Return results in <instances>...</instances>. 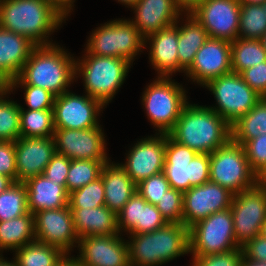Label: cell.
<instances>
[{
    "mask_svg": "<svg viewBox=\"0 0 266 266\" xmlns=\"http://www.w3.org/2000/svg\"><path fill=\"white\" fill-rule=\"evenodd\" d=\"M65 18L47 0H0V28L25 36L36 46L53 45L47 37Z\"/></svg>",
    "mask_w": 266,
    "mask_h": 266,
    "instance_id": "6da1fadb",
    "label": "cell"
},
{
    "mask_svg": "<svg viewBox=\"0 0 266 266\" xmlns=\"http://www.w3.org/2000/svg\"><path fill=\"white\" fill-rule=\"evenodd\" d=\"M168 135L196 153L210 154L231 139V126L209 106L187 103Z\"/></svg>",
    "mask_w": 266,
    "mask_h": 266,
    "instance_id": "7a4b0ae2",
    "label": "cell"
},
{
    "mask_svg": "<svg viewBox=\"0 0 266 266\" xmlns=\"http://www.w3.org/2000/svg\"><path fill=\"white\" fill-rule=\"evenodd\" d=\"M75 59L59 45L36 46L30 53L19 76L12 80L17 85H33L44 88L55 97L69 91L76 77Z\"/></svg>",
    "mask_w": 266,
    "mask_h": 266,
    "instance_id": "3957f363",
    "label": "cell"
},
{
    "mask_svg": "<svg viewBox=\"0 0 266 266\" xmlns=\"http://www.w3.org/2000/svg\"><path fill=\"white\" fill-rule=\"evenodd\" d=\"M129 235L130 266H158L189 253V228L182 223H166L150 233Z\"/></svg>",
    "mask_w": 266,
    "mask_h": 266,
    "instance_id": "277c9868",
    "label": "cell"
},
{
    "mask_svg": "<svg viewBox=\"0 0 266 266\" xmlns=\"http://www.w3.org/2000/svg\"><path fill=\"white\" fill-rule=\"evenodd\" d=\"M84 57L75 60V75L81 74L87 95L106 106L125 81L132 64L125 58L91 55L88 51Z\"/></svg>",
    "mask_w": 266,
    "mask_h": 266,
    "instance_id": "5b68a950",
    "label": "cell"
},
{
    "mask_svg": "<svg viewBox=\"0 0 266 266\" xmlns=\"http://www.w3.org/2000/svg\"><path fill=\"white\" fill-rule=\"evenodd\" d=\"M210 154L196 153L165 134L164 173L170 184L181 192L210 180Z\"/></svg>",
    "mask_w": 266,
    "mask_h": 266,
    "instance_id": "8992f818",
    "label": "cell"
},
{
    "mask_svg": "<svg viewBox=\"0 0 266 266\" xmlns=\"http://www.w3.org/2000/svg\"><path fill=\"white\" fill-rule=\"evenodd\" d=\"M145 89L142 102L148 119L159 131L168 134L188 103L184 88L170 77H158Z\"/></svg>",
    "mask_w": 266,
    "mask_h": 266,
    "instance_id": "52a82bcc",
    "label": "cell"
},
{
    "mask_svg": "<svg viewBox=\"0 0 266 266\" xmlns=\"http://www.w3.org/2000/svg\"><path fill=\"white\" fill-rule=\"evenodd\" d=\"M210 181L237 194L258 183L251 169L243 145L230 139L224 146L210 153Z\"/></svg>",
    "mask_w": 266,
    "mask_h": 266,
    "instance_id": "ba28073f",
    "label": "cell"
},
{
    "mask_svg": "<svg viewBox=\"0 0 266 266\" xmlns=\"http://www.w3.org/2000/svg\"><path fill=\"white\" fill-rule=\"evenodd\" d=\"M145 47V39L131 20H113L93 31L88 39L86 51L91 55L133 58Z\"/></svg>",
    "mask_w": 266,
    "mask_h": 266,
    "instance_id": "9c48e42d",
    "label": "cell"
},
{
    "mask_svg": "<svg viewBox=\"0 0 266 266\" xmlns=\"http://www.w3.org/2000/svg\"><path fill=\"white\" fill-rule=\"evenodd\" d=\"M241 248L236 242L230 208L215 212L189 228V252L207 256Z\"/></svg>",
    "mask_w": 266,
    "mask_h": 266,
    "instance_id": "30bf717a",
    "label": "cell"
},
{
    "mask_svg": "<svg viewBox=\"0 0 266 266\" xmlns=\"http://www.w3.org/2000/svg\"><path fill=\"white\" fill-rule=\"evenodd\" d=\"M214 95L217 105L210 107L230 126L246 115L262 98L238 73L231 72L210 80L205 86Z\"/></svg>",
    "mask_w": 266,
    "mask_h": 266,
    "instance_id": "8fae6325",
    "label": "cell"
},
{
    "mask_svg": "<svg viewBox=\"0 0 266 266\" xmlns=\"http://www.w3.org/2000/svg\"><path fill=\"white\" fill-rule=\"evenodd\" d=\"M236 242L242 247L260 235L266 219V188L259 183L234 194L230 207Z\"/></svg>",
    "mask_w": 266,
    "mask_h": 266,
    "instance_id": "7c38bea8",
    "label": "cell"
},
{
    "mask_svg": "<svg viewBox=\"0 0 266 266\" xmlns=\"http://www.w3.org/2000/svg\"><path fill=\"white\" fill-rule=\"evenodd\" d=\"M190 14L205 28L209 38L229 42L238 38L239 0H204Z\"/></svg>",
    "mask_w": 266,
    "mask_h": 266,
    "instance_id": "4fadbf2b",
    "label": "cell"
},
{
    "mask_svg": "<svg viewBox=\"0 0 266 266\" xmlns=\"http://www.w3.org/2000/svg\"><path fill=\"white\" fill-rule=\"evenodd\" d=\"M234 193L212 181L183 193V224L190 228L211 214L231 207Z\"/></svg>",
    "mask_w": 266,
    "mask_h": 266,
    "instance_id": "5bb4252c",
    "label": "cell"
},
{
    "mask_svg": "<svg viewBox=\"0 0 266 266\" xmlns=\"http://www.w3.org/2000/svg\"><path fill=\"white\" fill-rule=\"evenodd\" d=\"M104 105L89 95L64 92L55 97L53 105L54 129H88L98 127L97 115Z\"/></svg>",
    "mask_w": 266,
    "mask_h": 266,
    "instance_id": "9a60e30c",
    "label": "cell"
},
{
    "mask_svg": "<svg viewBox=\"0 0 266 266\" xmlns=\"http://www.w3.org/2000/svg\"><path fill=\"white\" fill-rule=\"evenodd\" d=\"M56 153L71 160L110 161L101 126L88 129H55Z\"/></svg>",
    "mask_w": 266,
    "mask_h": 266,
    "instance_id": "2e32d148",
    "label": "cell"
},
{
    "mask_svg": "<svg viewBox=\"0 0 266 266\" xmlns=\"http://www.w3.org/2000/svg\"><path fill=\"white\" fill-rule=\"evenodd\" d=\"M34 224L37 241L60 248L68 255L79 243L69 205L35 213Z\"/></svg>",
    "mask_w": 266,
    "mask_h": 266,
    "instance_id": "e0dca14e",
    "label": "cell"
},
{
    "mask_svg": "<svg viewBox=\"0 0 266 266\" xmlns=\"http://www.w3.org/2000/svg\"><path fill=\"white\" fill-rule=\"evenodd\" d=\"M231 72V42L214 38H208L185 71L191 80L201 86Z\"/></svg>",
    "mask_w": 266,
    "mask_h": 266,
    "instance_id": "ac0fdd59",
    "label": "cell"
},
{
    "mask_svg": "<svg viewBox=\"0 0 266 266\" xmlns=\"http://www.w3.org/2000/svg\"><path fill=\"white\" fill-rule=\"evenodd\" d=\"M126 160L124 164L120 165L136 185L153 175L163 172L165 165V134L157 133L154 137L148 136V138L137 141L128 152Z\"/></svg>",
    "mask_w": 266,
    "mask_h": 266,
    "instance_id": "d6986e66",
    "label": "cell"
},
{
    "mask_svg": "<svg viewBox=\"0 0 266 266\" xmlns=\"http://www.w3.org/2000/svg\"><path fill=\"white\" fill-rule=\"evenodd\" d=\"M119 235L79 238L77 259L83 266H130L128 242Z\"/></svg>",
    "mask_w": 266,
    "mask_h": 266,
    "instance_id": "ffe728a7",
    "label": "cell"
},
{
    "mask_svg": "<svg viewBox=\"0 0 266 266\" xmlns=\"http://www.w3.org/2000/svg\"><path fill=\"white\" fill-rule=\"evenodd\" d=\"M17 182L43 174L56 153L54 137H19L14 142Z\"/></svg>",
    "mask_w": 266,
    "mask_h": 266,
    "instance_id": "44dd1931",
    "label": "cell"
},
{
    "mask_svg": "<svg viewBox=\"0 0 266 266\" xmlns=\"http://www.w3.org/2000/svg\"><path fill=\"white\" fill-rule=\"evenodd\" d=\"M130 8L136 14L131 22L144 39L174 25L182 12L174 0H138Z\"/></svg>",
    "mask_w": 266,
    "mask_h": 266,
    "instance_id": "7402d4cb",
    "label": "cell"
},
{
    "mask_svg": "<svg viewBox=\"0 0 266 266\" xmlns=\"http://www.w3.org/2000/svg\"><path fill=\"white\" fill-rule=\"evenodd\" d=\"M156 205L148 203L138 192L124 205L117 214L119 233L143 234L153 232L166 224Z\"/></svg>",
    "mask_w": 266,
    "mask_h": 266,
    "instance_id": "603a6c76",
    "label": "cell"
},
{
    "mask_svg": "<svg viewBox=\"0 0 266 266\" xmlns=\"http://www.w3.org/2000/svg\"><path fill=\"white\" fill-rule=\"evenodd\" d=\"M177 23L179 21L145 39V44L150 40L149 60L158 72L157 77H169L179 71Z\"/></svg>",
    "mask_w": 266,
    "mask_h": 266,
    "instance_id": "cb8c5ba5",
    "label": "cell"
},
{
    "mask_svg": "<svg viewBox=\"0 0 266 266\" xmlns=\"http://www.w3.org/2000/svg\"><path fill=\"white\" fill-rule=\"evenodd\" d=\"M24 183L27 189L28 209L33 214L69 205L66 185L51 181L43 174L30 178Z\"/></svg>",
    "mask_w": 266,
    "mask_h": 266,
    "instance_id": "d4e9b609",
    "label": "cell"
},
{
    "mask_svg": "<svg viewBox=\"0 0 266 266\" xmlns=\"http://www.w3.org/2000/svg\"><path fill=\"white\" fill-rule=\"evenodd\" d=\"M100 177L104 185L105 206L117 215L137 192V185L119 163L107 161Z\"/></svg>",
    "mask_w": 266,
    "mask_h": 266,
    "instance_id": "484cf974",
    "label": "cell"
},
{
    "mask_svg": "<svg viewBox=\"0 0 266 266\" xmlns=\"http://www.w3.org/2000/svg\"><path fill=\"white\" fill-rule=\"evenodd\" d=\"M74 228L79 238L119 234L117 215L105 205L95 208H70Z\"/></svg>",
    "mask_w": 266,
    "mask_h": 266,
    "instance_id": "4316f807",
    "label": "cell"
},
{
    "mask_svg": "<svg viewBox=\"0 0 266 266\" xmlns=\"http://www.w3.org/2000/svg\"><path fill=\"white\" fill-rule=\"evenodd\" d=\"M35 47L25 36L0 28V70L16 79Z\"/></svg>",
    "mask_w": 266,
    "mask_h": 266,
    "instance_id": "83f0119b",
    "label": "cell"
},
{
    "mask_svg": "<svg viewBox=\"0 0 266 266\" xmlns=\"http://www.w3.org/2000/svg\"><path fill=\"white\" fill-rule=\"evenodd\" d=\"M184 26L178 27L179 72L186 71L194 61L195 54L208 40L205 28L190 13Z\"/></svg>",
    "mask_w": 266,
    "mask_h": 266,
    "instance_id": "f1b7e54d",
    "label": "cell"
},
{
    "mask_svg": "<svg viewBox=\"0 0 266 266\" xmlns=\"http://www.w3.org/2000/svg\"><path fill=\"white\" fill-rule=\"evenodd\" d=\"M36 240L34 214L28 212L19 217L0 221V252L16 250Z\"/></svg>",
    "mask_w": 266,
    "mask_h": 266,
    "instance_id": "f546056e",
    "label": "cell"
},
{
    "mask_svg": "<svg viewBox=\"0 0 266 266\" xmlns=\"http://www.w3.org/2000/svg\"><path fill=\"white\" fill-rule=\"evenodd\" d=\"M266 134V99L261 100L231 125V139L240 145Z\"/></svg>",
    "mask_w": 266,
    "mask_h": 266,
    "instance_id": "4dcf8cb0",
    "label": "cell"
},
{
    "mask_svg": "<svg viewBox=\"0 0 266 266\" xmlns=\"http://www.w3.org/2000/svg\"><path fill=\"white\" fill-rule=\"evenodd\" d=\"M14 252L17 266H57L66 255L60 248L37 240Z\"/></svg>",
    "mask_w": 266,
    "mask_h": 266,
    "instance_id": "1f68e13d",
    "label": "cell"
},
{
    "mask_svg": "<svg viewBox=\"0 0 266 266\" xmlns=\"http://www.w3.org/2000/svg\"><path fill=\"white\" fill-rule=\"evenodd\" d=\"M266 61V50L258 39L237 38L231 42L232 72L240 74L247 68Z\"/></svg>",
    "mask_w": 266,
    "mask_h": 266,
    "instance_id": "d6a6232c",
    "label": "cell"
},
{
    "mask_svg": "<svg viewBox=\"0 0 266 266\" xmlns=\"http://www.w3.org/2000/svg\"><path fill=\"white\" fill-rule=\"evenodd\" d=\"M53 109L20 110V137H54Z\"/></svg>",
    "mask_w": 266,
    "mask_h": 266,
    "instance_id": "836d02e7",
    "label": "cell"
},
{
    "mask_svg": "<svg viewBox=\"0 0 266 266\" xmlns=\"http://www.w3.org/2000/svg\"><path fill=\"white\" fill-rule=\"evenodd\" d=\"M266 32V14L260 4L240 3L238 37L260 40Z\"/></svg>",
    "mask_w": 266,
    "mask_h": 266,
    "instance_id": "e575fe53",
    "label": "cell"
},
{
    "mask_svg": "<svg viewBox=\"0 0 266 266\" xmlns=\"http://www.w3.org/2000/svg\"><path fill=\"white\" fill-rule=\"evenodd\" d=\"M28 212L25 183L15 182L0 193V221L10 220Z\"/></svg>",
    "mask_w": 266,
    "mask_h": 266,
    "instance_id": "d590c367",
    "label": "cell"
},
{
    "mask_svg": "<svg viewBox=\"0 0 266 266\" xmlns=\"http://www.w3.org/2000/svg\"><path fill=\"white\" fill-rule=\"evenodd\" d=\"M107 161L96 160H71L66 178L68 193L84 187L101 176L103 166Z\"/></svg>",
    "mask_w": 266,
    "mask_h": 266,
    "instance_id": "8d00e7d4",
    "label": "cell"
},
{
    "mask_svg": "<svg viewBox=\"0 0 266 266\" xmlns=\"http://www.w3.org/2000/svg\"><path fill=\"white\" fill-rule=\"evenodd\" d=\"M20 104L0 99V141L15 142L20 137Z\"/></svg>",
    "mask_w": 266,
    "mask_h": 266,
    "instance_id": "74e56055",
    "label": "cell"
},
{
    "mask_svg": "<svg viewBox=\"0 0 266 266\" xmlns=\"http://www.w3.org/2000/svg\"><path fill=\"white\" fill-rule=\"evenodd\" d=\"M105 205V193L102 178L69 193L70 208H95Z\"/></svg>",
    "mask_w": 266,
    "mask_h": 266,
    "instance_id": "f35d334b",
    "label": "cell"
},
{
    "mask_svg": "<svg viewBox=\"0 0 266 266\" xmlns=\"http://www.w3.org/2000/svg\"><path fill=\"white\" fill-rule=\"evenodd\" d=\"M156 207L167 223L183 224V192L169 188Z\"/></svg>",
    "mask_w": 266,
    "mask_h": 266,
    "instance_id": "ab89813d",
    "label": "cell"
},
{
    "mask_svg": "<svg viewBox=\"0 0 266 266\" xmlns=\"http://www.w3.org/2000/svg\"><path fill=\"white\" fill-rule=\"evenodd\" d=\"M171 188L164 172L153 175L139 184L137 192L148 202L156 205Z\"/></svg>",
    "mask_w": 266,
    "mask_h": 266,
    "instance_id": "60d3db41",
    "label": "cell"
},
{
    "mask_svg": "<svg viewBox=\"0 0 266 266\" xmlns=\"http://www.w3.org/2000/svg\"><path fill=\"white\" fill-rule=\"evenodd\" d=\"M251 169L259 176L266 169V134L243 144Z\"/></svg>",
    "mask_w": 266,
    "mask_h": 266,
    "instance_id": "b9f144b4",
    "label": "cell"
},
{
    "mask_svg": "<svg viewBox=\"0 0 266 266\" xmlns=\"http://www.w3.org/2000/svg\"><path fill=\"white\" fill-rule=\"evenodd\" d=\"M243 251L241 248L207 256H193L194 266H241Z\"/></svg>",
    "mask_w": 266,
    "mask_h": 266,
    "instance_id": "7bdbcfd3",
    "label": "cell"
},
{
    "mask_svg": "<svg viewBox=\"0 0 266 266\" xmlns=\"http://www.w3.org/2000/svg\"><path fill=\"white\" fill-rule=\"evenodd\" d=\"M25 90L24 100L29 110L53 109L55 96L44 88L20 85Z\"/></svg>",
    "mask_w": 266,
    "mask_h": 266,
    "instance_id": "ee69618b",
    "label": "cell"
},
{
    "mask_svg": "<svg viewBox=\"0 0 266 266\" xmlns=\"http://www.w3.org/2000/svg\"><path fill=\"white\" fill-rule=\"evenodd\" d=\"M70 162L71 159L62 154L55 153L44 169L43 175L51 181L65 185Z\"/></svg>",
    "mask_w": 266,
    "mask_h": 266,
    "instance_id": "f6af8a7d",
    "label": "cell"
},
{
    "mask_svg": "<svg viewBox=\"0 0 266 266\" xmlns=\"http://www.w3.org/2000/svg\"><path fill=\"white\" fill-rule=\"evenodd\" d=\"M0 174L17 182L16 155L12 141H0Z\"/></svg>",
    "mask_w": 266,
    "mask_h": 266,
    "instance_id": "bcb514c9",
    "label": "cell"
},
{
    "mask_svg": "<svg viewBox=\"0 0 266 266\" xmlns=\"http://www.w3.org/2000/svg\"><path fill=\"white\" fill-rule=\"evenodd\" d=\"M240 75L262 98L266 95V61L245 69Z\"/></svg>",
    "mask_w": 266,
    "mask_h": 266,
    "instance_id": "7dc6e473",
    "label": "cell"
},
{
    "mask_svg": "<svg viewBox=\"0 0 266 266\" xmlns=\"http://www.w3.org/2000/svg\"><path fill=\"white\" fill-rule=\"evenodd\" d=\"M241 249L245 259L266 262V238L261 235L247 241Z\"/></svg>",
    "mask_w": 266,
    "mask_h": 266,
    "instance_id": "c3c4849f",
    "label": "cell"
},
{
    "mask_svg": "<svg viewBox=\"0 0 266 266\" xmlns=\"http://www.w3.org/2000/svg\"><path fill=\"white\" fill-rule=\"evenodd\" d=\"M50 2L58 11H60L65 17L68 16L73 9L74 0H47Z\"/></svg>",
    "mask_w": 266,
    "mask_h": 266,
    "instance_id": "681fc988",
    "label": "cell"
},
{
    "mask_svg": "<svg viewBox=\"0 0 266 266\" xmlns=\"http://www.w3.org/2000/svg\"><path fill=\"white\" fill-rule=\"evenodd\" d=\"M12 89V79L0 70V99L5 98L8 93L13 91Z\"/></svg>",
    "mask_w": 266,
    "mask_h": 266,
    "instance_id": "f907efd6",
    "label": "cell"
},
{
    "mask_svg": "<svg viewBox=\"0 0 266 266\" xmlns=\"http://www.w3.org/2000/svg\"><path fill=\"white\" fill-rule=\"evenodd\" d=\"M204 0H174L179 9L186 13H191ZM185 10V11H184Z\"/></svg>",
    "mask_w": 266,
    "mask_h": 266,
    "instance_id": "816d5d0a",
    "label": "cell"
},
{
    "mask_svg": "<svg viewBox=\"0 0 266 266\" xmlns=\"http://www.w3.org/2000/svg\"><path fill=\"white\" fill-rule=\"evenodd\" d=\"M57 266H83V264L77 258H71L66 254Z\"/></svg>",
    "mask_w": 266,
    "mask_h": 266,
    "instance_id": "f5cc1de1",
    "label": "cell"
},
{
    "mask_svg": "<svg viewBox=\"0 0 266 266\" xmlns=\"http://www.w3.org/2000/svg\"><path fill=\"white\" fill-rule=\"evenodd\" d=\"M13 183H15L10 177L0 174V193L7 190Z\"/></svg>",
    "mask_w": 266,
    "mask_h": 266,
    "instance_id": "db71d44e",
    "label": "cell"
},
{
    "mask_svg": "<svg viewBox=\"0 0 266 266\" xmlns=\"http://www.w3.org/2000/svg\"><path fill=\"white\" fill-rule=\"evenodd\" d=\"M241 266H266V262H257L243 257Z\"/></svg>",
    "mask_w": 266,
    "mask_h": 266,
    "instance_id": "11a10c76",
    "label": "cell"
},
{
    "mask_svg": "<svg viewBox=\"0 0 266 266\" xmlns=\"http://www.w3.org/2000/svg\"><path fill=\"white\" fill-rule=\"evenodd\" d=\"M258 183L266 188V169L258 176Z\"/></svg>",
    "mask_w": 266,
    "mask_h": 266,
    "instance_id": "9f6ffc18",
    "label": "cell"
},
{
    "mask_svg": "<svg viewBox=\"0 0 266 266\" xmlns=\"http://www.w3.org/2000/svg\"><path fill=\"white\" fill-rule=\"evenodd\" d=\"M0 266H17V264L14 260L9 262L8 260H5L3 257H1Z\"/></svg>",
    "mask_w": 266,
    "mask_h": 266,
    "instance_id": "6f0895ef",
    "label": "cell"
},
{
    "mask_svg": "<svg viewBox=\"0 0 266 266\" xmlns=\"http://www.w3.org/2000/svg\"><path fill=\"white\" fill-rule=\"evenodd\" d=\"M266 0H239L240 3L244 4H260L262 5Z\"/></svg>",
    "mask_w": 266,
    "mask_h": 266,
    "instance_id": "680465c9",
    "label": "cell"
},
{
    "mask_svg": "<svg viewBox=\"0 0 266 266\" xmlns=\"http://www.w3.org/2000/svg\"><path fill=\"white\" fill-rule=\"evenodd\" d=\"M123 3L124 5H127V7H131L133 4H135L138 0H118V2Z\"/></svg>",
    "mask_w": 266,
    "mask_h": 266,
    "instance_id": "91938a15",
    "label": "cell"
},
{
    "mask_svg": "<svg viewBox=\"0 0 266 266\" xmlns=\"http://www.w3.org/2000/svg\"><path fill=\"white\" fill-rule=\"evenodd\" d=\"M260 235H261L262 237L266 238V219H265V221L262 223V227H261Z\"/></svg>",
    "mask_w": 266,
    "mask_h": 266,
    "instance_id": "94428289",
    "label": "cell"
},
{
    "mask_svg": "<svg viewBox=\"0 0 266 266\" xmlns=\"http://www.w3.org/2000/svg\"><path fill=\"white\" fill-rule=\"evenodd\" d=\"M263 43L264 49L266 50V32L265 34L262 36V38L260 39Z\"/></svg>",
    "mask_w": 266,
    "mask_h": 266,
    "instance_id": "6125c7cd",
    "label": "cell"
},
{
    "mask_svg": "<svg viewBox=\"0 0 266 266\" xmlns=\"http://www.w3.org/2000/svg\"><path fill=\"white\" fill-rule=\"evenodd\" d=\"M263 8H264V12L266 14V1L262 4Z\"/></svg>",
    "mask_w": 266,
    "mask_h": 266,
    "instance_id": "be15d7a7",
    "label": "cell"
}]
</instances>
